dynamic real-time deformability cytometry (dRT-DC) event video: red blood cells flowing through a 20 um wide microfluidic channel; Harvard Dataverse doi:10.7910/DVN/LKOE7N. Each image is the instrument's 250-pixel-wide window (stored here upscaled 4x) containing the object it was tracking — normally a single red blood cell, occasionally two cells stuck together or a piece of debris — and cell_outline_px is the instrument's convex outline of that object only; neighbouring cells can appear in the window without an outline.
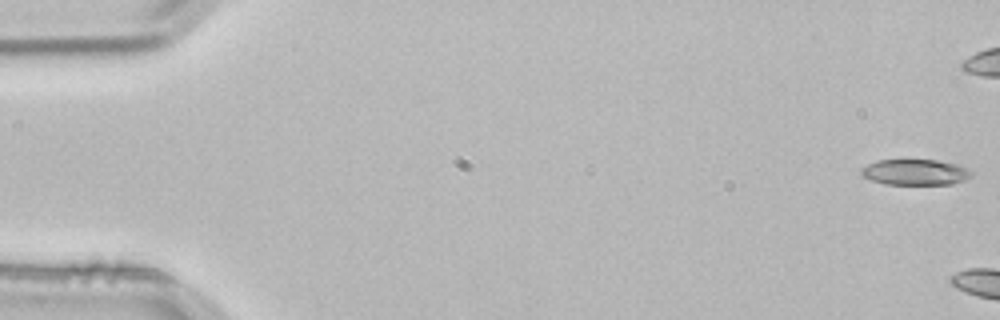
{"species": "common noctule bat (a hibernating species)", "species_latin": "Nyctalus noctula", "temperature_condition": "room temperature", "stored_images_in_passage": 6, "camera_frame_rate_fps": 3000, "um_per_image_px": 0.085, "animal": {"sex": "male", "body_mass_g": 21.5, "forearm_length_mm": 52.0}, "frame": {"image": 1, "passage_image": 1, "time_ms": 0.0, "image_size_px": [1000, 320], "cell_outline_px": [[972, 176], [964, 180], [952, 184], [884, 184], [860, 176], [860, 168], [876, 160], [936, 160], [956, 164], [972, 172]], "centroid_in_image_um": [77.73, 14.64], "position_along_channel_um": 7.3, "area_um2": 16.53}}